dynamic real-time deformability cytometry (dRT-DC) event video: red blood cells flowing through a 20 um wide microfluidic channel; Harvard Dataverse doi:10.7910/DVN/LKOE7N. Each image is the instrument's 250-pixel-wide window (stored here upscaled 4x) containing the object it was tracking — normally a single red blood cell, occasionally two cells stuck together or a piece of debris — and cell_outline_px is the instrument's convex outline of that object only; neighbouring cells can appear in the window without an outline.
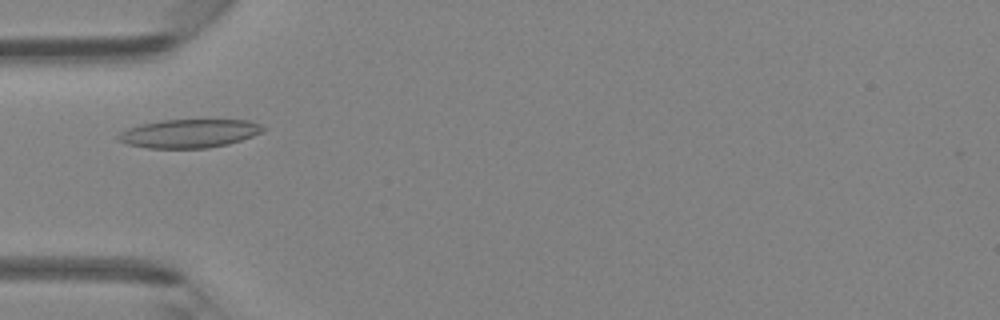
{"species": "Egyptian fruit bat (a non-hibernating species)", "species_latin": "Rousettus aegyptiacus", "temperature_condition": "room temperature", "stored_images_in_passage": 43, "camera_frame_rate_fps": 3000, "um_per_image_px": 0.085, "animal": {"sex": "female"}, "frame": {"image": 1, "passage_image": 12, "time_ms": 3.667, "image_size_px": [1000, 320], "cell_outline_px": [[268, 128], [252, 136], [228, 144], [208, 148], [148, 148], [128, 144], [116, 140], [116, 136], [120, 132], [128, 128], [140, 124], [164, 120], [248, 120], [260, 124]], "centroid_in_image_um": [16.06, 11.34], "position_along_channel_um": 68.9, "area_um2": 24.04}}
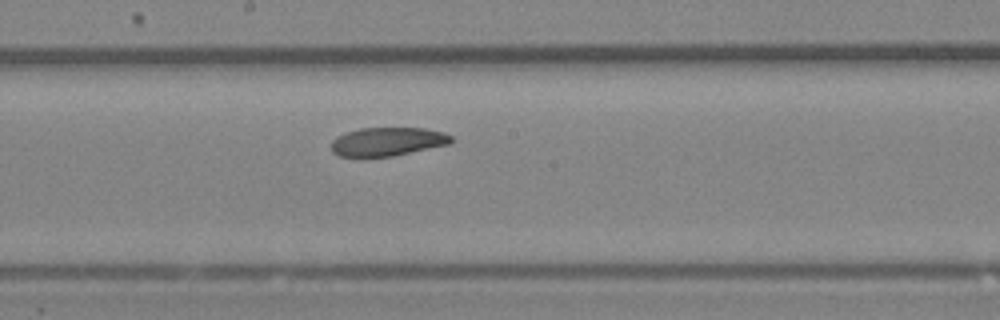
{"frame": {"image": 2, "passage_image": 22, "time_ms": 7.0, "image_size_px": [1000, 320], "cell_outline_px": [[452, 140], [448, 144], [392, 156], [340, 156], [332, 152], [332, 140], [336, 136], [344, 132], [360, 128], [424, 128], [444, 132], [452, 136]], "centroid_in_image_um": [32.91, 12.02], "position_along_channel_um": 215.3, "area_um2": 19.83}}
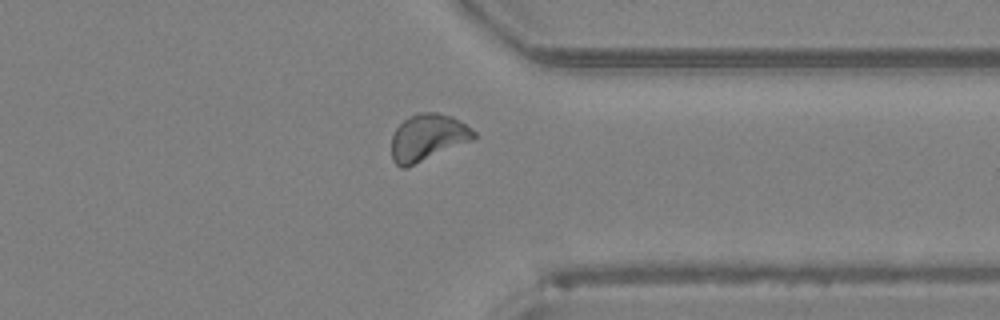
{"frame": {"image": 3, "passage_image": 33, "time_ms": 10.667, "image_size_px": [1000, 320], "cell_outline_px": [[476, 136], [472, 140], [408, 168], [400, 168], [392, 160], [392, 136], [396, 128], [404, 120], [416, 112], [436, 112], [452, 116], [460, 120], [476, 132]], "centroid_in_image_um": [36.34, 11.69], "position_along_channel_um": 375.1, "area_um2": 22.6}}